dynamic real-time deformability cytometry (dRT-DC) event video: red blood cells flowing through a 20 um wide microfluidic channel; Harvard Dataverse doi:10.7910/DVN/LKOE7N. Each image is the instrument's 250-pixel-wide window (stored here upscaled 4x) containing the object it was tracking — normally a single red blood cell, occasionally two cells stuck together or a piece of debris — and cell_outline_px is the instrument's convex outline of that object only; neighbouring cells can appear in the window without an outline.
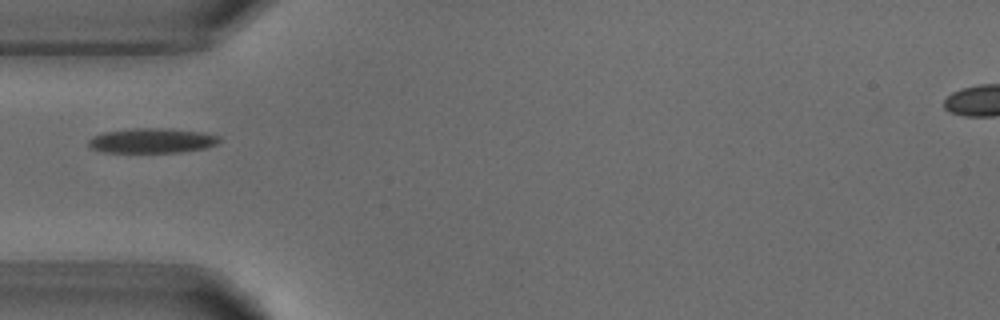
{"species": "common noctule bat (a hibernating species)", "species_latin": "Nyctalus noctula", "temperature_condition": "warm", "stored_images_in_passage": 1, "camera_frame_rate_fps": 3000, "um_per_image_px": 0.085, "animal": {"sex": "male", "body_mass_g": 18.8}, "frame": {"image": 1, "passage_image": 1, "time_ms": 0.0, "image_size_px": [1000, 320], "cell_outline_px": [[220, 140], [216, 144], [208, 148], [180, 152], [104, 152], [92, 148], [88, 144], [88, 140], [92, 136], [104, 132], [132, 128], [172, 128], [204, 132], [220, 136]], "centroid_in_image_um": [12.96, 11.94], "position_along_channel_um": 72.0, "area_um2": 19.13}}